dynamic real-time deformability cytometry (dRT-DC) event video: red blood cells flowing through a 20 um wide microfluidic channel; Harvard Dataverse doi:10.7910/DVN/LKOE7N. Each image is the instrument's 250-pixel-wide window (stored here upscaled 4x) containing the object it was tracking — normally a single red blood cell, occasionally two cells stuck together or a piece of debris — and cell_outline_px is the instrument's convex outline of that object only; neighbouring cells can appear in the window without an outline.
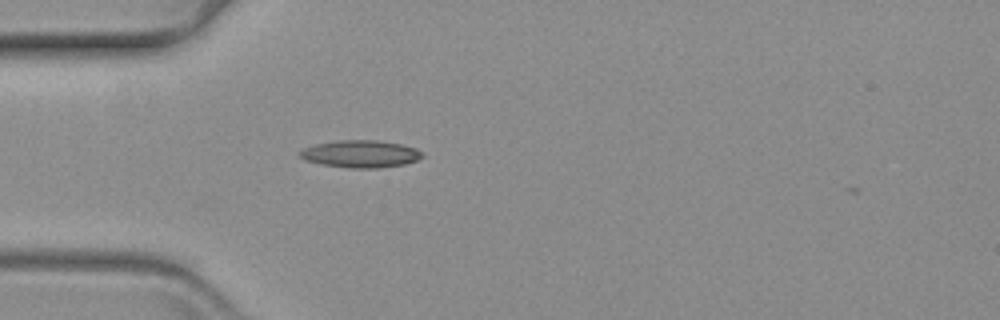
{"species": "common noctule bat (a hibernating species)", "species_latin": "Nyctalus noctula", "temperature_condition": "warm", "stored_images_in_passage": 19, "camera_frame_rate_fps": 3000, "um_per_image_px": 0.085, "animal": {"sex": "female", "body_mass_g": 19.3, "forearm_length_mm": 54.1}, "frame": {"image": 1, "passage_image": 1, "time_ms": 0.0, "image_size_px": [1000, 320], "cell_outline_px": [[424, 156], [416, 160], [404, 164], [376, 168], [352, 168], [324, 164], [304, 160], [296, 152], [304, 148], [316, 144], [336, 140], [380, 140], [400, 144], [416, 148], [424, 152]], "centroid_in_image_um": [30.65, 13.07], "position_along_channel_um": 54.3, "area_um2": 19.48}}
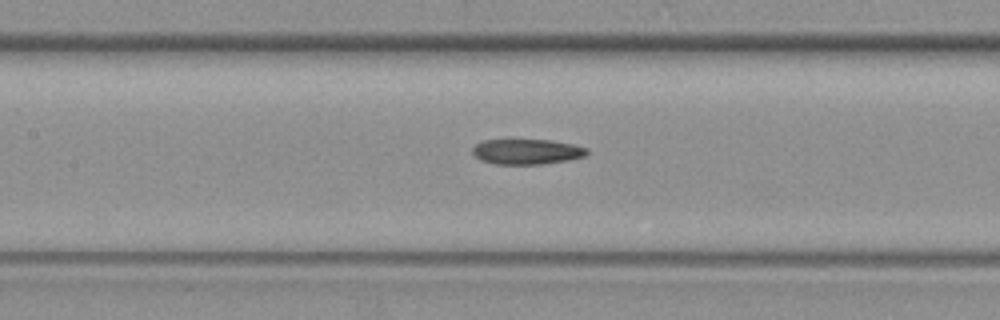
{"frame": {"image": 2, "passage_image": 11, "time_ms": 3.333, "image_size_px": [1000, 320], "cell_outline_px": [[588, 152], [584, 156], [568, 160], [540, 164], [496, 164], [480, 160], [472, 152], [472, 148], [476, 144], [484, 140], [552, 140], [572, 144], [588, 148]], "centroid_in_image_um": [44.77, 12.89], "position_along_channel_um": 162.6, "area_um2": 16.76}}
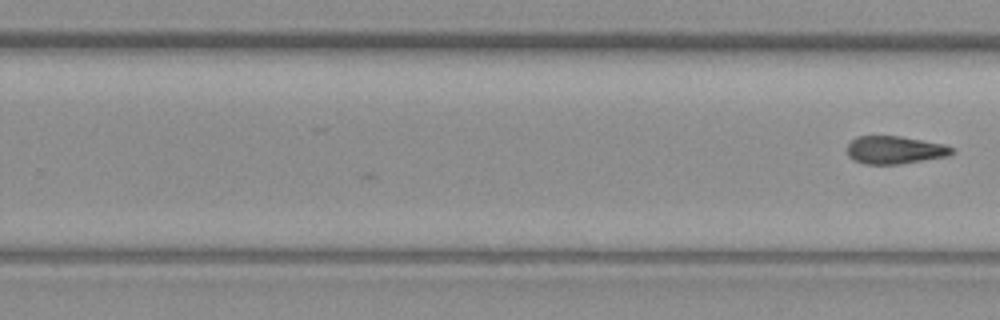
{"frame": {"image": 3, "passage_image": 19, "time_ms": 6.0, "image_size_px": [1000, 320], "cell_outline_px": [[956, 152], [948, 156], [900, 164], [864, 164], [852, 160], [848, 156], [848, 144], [856, 136], [900, 136], [944, 144], [952, 148]], "centroid_in_image_um": [76.05, 12.75], "position_along_channel_um": 253.7, "area_um2": 17.05}}